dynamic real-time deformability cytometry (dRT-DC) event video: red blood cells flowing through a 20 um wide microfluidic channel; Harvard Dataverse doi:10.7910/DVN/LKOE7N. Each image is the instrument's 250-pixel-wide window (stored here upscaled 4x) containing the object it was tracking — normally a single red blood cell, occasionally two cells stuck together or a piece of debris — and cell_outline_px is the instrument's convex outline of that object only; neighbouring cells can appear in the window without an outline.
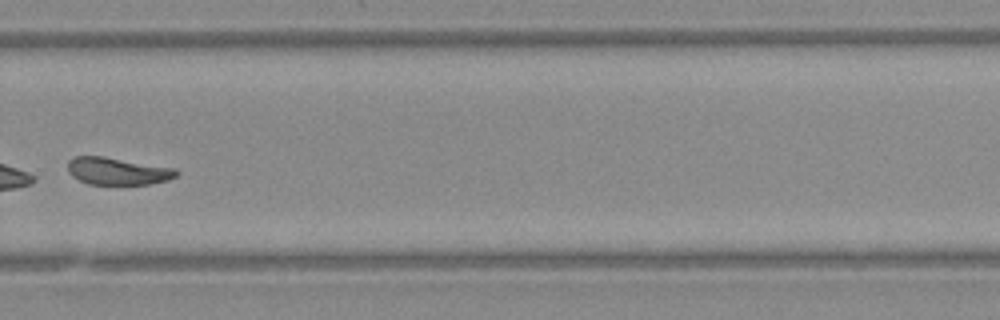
{"species": "Egyptian fruit bat (a non-hibernating species)", "species_latin": "Rousettus aegyptiacus", "temperature_condition": "warm", "stored_images_in_passage": 40, "camera_frame_rate_fps": 3000, "um_per_image_px": 0.085, "animal": {"sex": "female"}, "frame": {"image": 1, "passage_image": 29, "time_ms": 9.333, "image_size_px": [1000, 320], "cell_outline_px": [[180, 172], [176, 176], [168, 180], [148, 184], [88, 184], [72, 176], [68, 172], [68, 160], [72, 156], [104, 156], [176, 168]], "centroid_in_image_um": [9.99, 14.53], "position_along_channel_um": 319.8, "area_um2": 17.4}}